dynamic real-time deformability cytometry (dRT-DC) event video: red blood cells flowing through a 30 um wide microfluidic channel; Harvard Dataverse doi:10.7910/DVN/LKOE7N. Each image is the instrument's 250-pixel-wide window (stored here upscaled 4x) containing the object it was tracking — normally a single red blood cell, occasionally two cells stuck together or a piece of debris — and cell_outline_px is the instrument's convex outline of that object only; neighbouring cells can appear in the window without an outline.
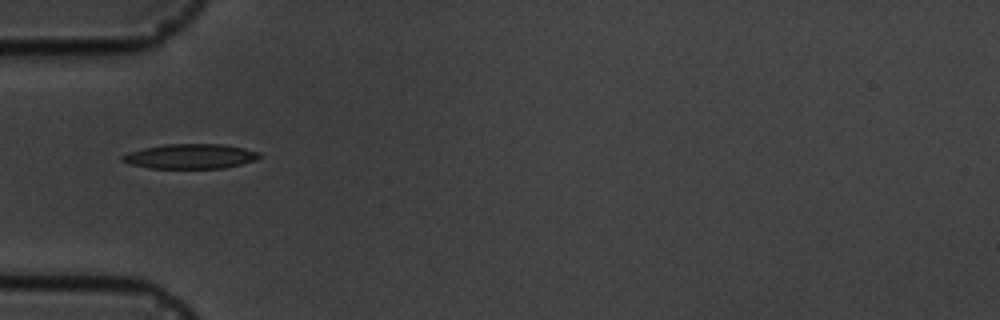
{"species": "common noctule bat (a hibernating species)", "species_latin": "Nyctalus noctula", "temperature_condition": "cold", "stored_images_in_passage": 6, "camera_frame_rate_fps": 3000, "um_per_image_px": 0.085, "animal": {"sex": "male", "body_mass_g": 19.5, "forearm_length_mm": 54.6}, "frame": {"image": 1, "passage_image": 4, "time_ms": 3.667, "image_size_px": [1000, 320], "cell_outline_px": [[264, 156], [256, 160], [224, 168], [148, 168], [132, 164], [120, 160], [120, 156], [128, 152], [144, 148], [164, 144], [224, 144], [244, 148], [260, 152]], "centroid_in_image_um": [16.21, 13.28], "position_along_channel_um": 68.8, "area_um2": 19.88}}
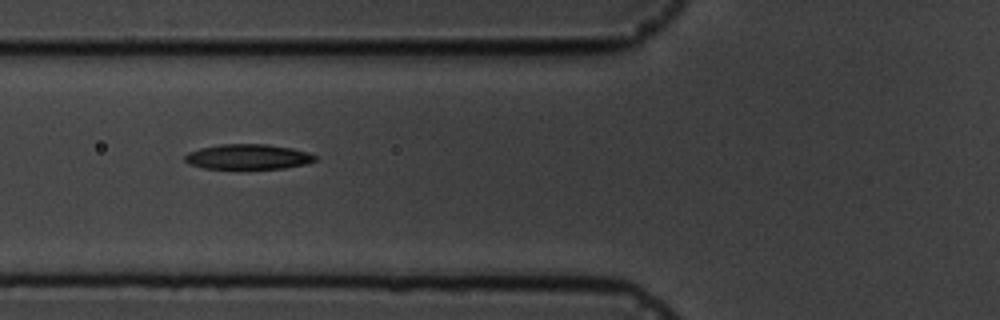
{"frame": {"image": 2, "passage_image": 5, "time_ms": 4.667, "image_size_px": [1000, 320], "cell_outline_px": [[316, 160], [304, 164], [284, 168], [204, 168], [188, 164], [184, 160], [184, 156], [188, 152], [200, 148], [220, 144], [268, 144], [292, 148], [308, 152], [316, 156]], "centroid_in_image_um": [21.05, 13.31], "position_along_channel_um": 104.7, "area_um2": 18.96}}
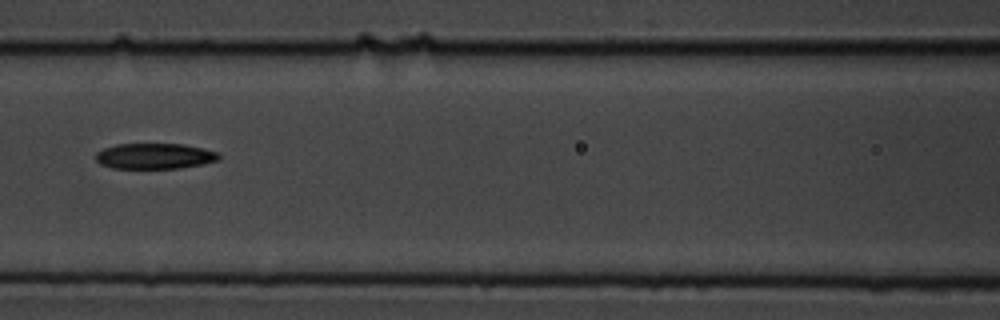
{"frame": {"image": 3, "passage_image": 6, "time_ms": 6.0, "image_size_px": [1000, 320], "cell_outline_px": [[220, 156], [216, 160], [200, 164], [180, 168], [112, 168], [100, 164], [96, 160], [96, 152], [104, 148], [116, 144], [184, 144], [216, 152]], "centroid_in_image_um": [13.08, 13.26], "position_along_channel_um": 153.5, "area_um2": 18.15}}